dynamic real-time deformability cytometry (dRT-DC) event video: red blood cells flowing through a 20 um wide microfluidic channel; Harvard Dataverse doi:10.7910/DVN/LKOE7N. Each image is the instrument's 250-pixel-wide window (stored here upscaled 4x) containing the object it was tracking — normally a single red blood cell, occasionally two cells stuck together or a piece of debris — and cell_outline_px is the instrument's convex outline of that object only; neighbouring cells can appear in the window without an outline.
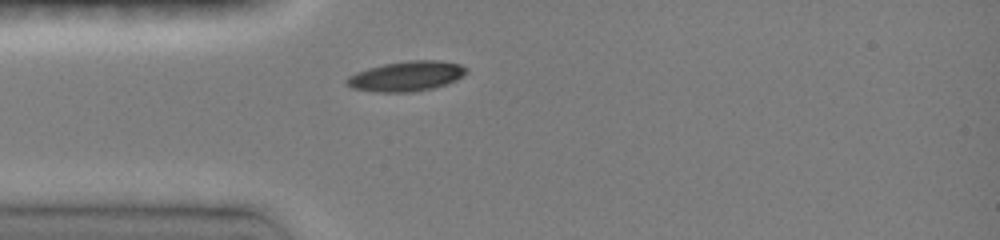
{"species": "common noctule bat (a hibernating species)", "species_latin": "Nyctalus noctula", "temperature_condition": "room temperature", "stored_images_in_passage": 31, "camera_frame_rate_fps": 3000, "um_per_image_px": 0.085, "animal": {"sex": "female", "body_mass_g": 19.0, "forearm_length_mm": 51.5}, "frame": {"image": 1, "passage_image": 1, "time_ms": 0.0, "image_size_px": [1000, 240], "cell_outline_px": [[468, 72], [456, 80], [448, 84], [432, 88], [412, 92], [376, 92], [352, 88], [344, 84], [344, 80], [348, 76], [356, 72], [368, 68], [384, 64], [408, 60], [440, 60], [460, 64], [468, 68]], "centroid_in_image_um": [34.54, 6.47], "position_along_channel_um": 50.5, "area_um2": 21.15}}
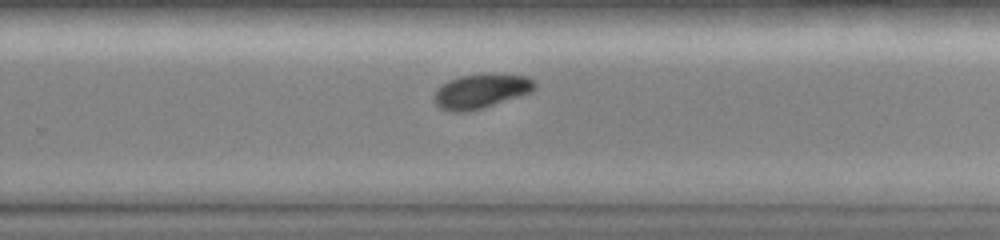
{"frame": {"image": 2, "passage_image": 19, "time_ms": 6.0, "image_size_px": [1000, 240], "cell_outline_px": [[536, 88], [532, 92], [480, 108], [464, 112], [452, 112], [440, 108], [432, 100], [436, 92], [448, 80], [460, 76], [528, 76], [536, 80]], "centroid_in_image_um": [40.88, 7.78], "position_along_channel_um": 288.9, "area_um2": 19.31}}
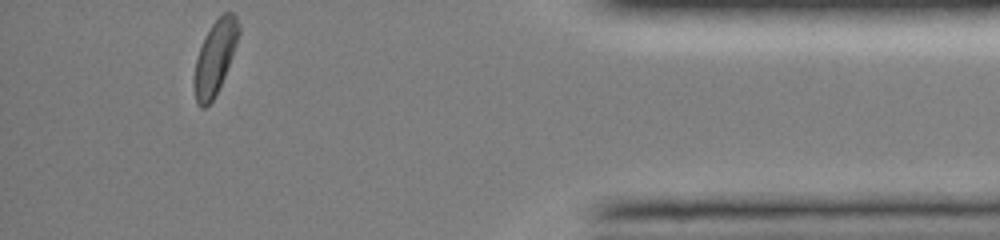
{"frame": {"image": 3, "passage_image": 31, "time_ms": 10.0, "image_size_px": [1000, 240], "cell_outline_px": [[240, 32], [232, 56], [224, 76], [212, 100], [204, 108], [200, 108], [196, 104], [196, 60], [200, 48], [212, 24], [224, 12], [232, 12], [236, 16], [240, 28]], "centroid_in_image_um": [18.32, 4.84], "position_along_channel_um": 416.9, "area_um2": 18.21}, "authors_computed_cell_mechanics": {"area_um2": 20.6924, "velocity_mm_per_s": 4.0672, "shape_relaxation_time_tau1_ms": 2.504, "shape_relaxation_time_tau2_ms": null, "deformation_change_tau1": 0.1057, "deformation_change_tau2": null}}